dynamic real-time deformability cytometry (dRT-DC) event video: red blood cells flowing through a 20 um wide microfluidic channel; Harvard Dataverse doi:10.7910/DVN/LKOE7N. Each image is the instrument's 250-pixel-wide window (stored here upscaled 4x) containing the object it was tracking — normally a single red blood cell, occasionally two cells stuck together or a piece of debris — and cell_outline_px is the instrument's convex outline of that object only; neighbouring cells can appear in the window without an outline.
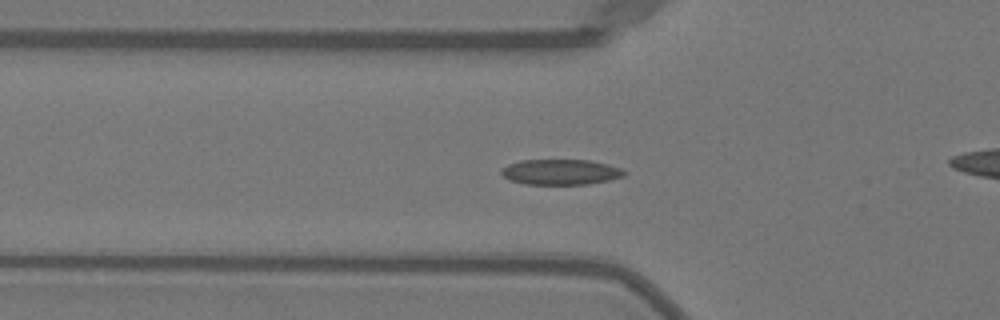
{"species": "Egyptian fruit bat (a non-hibernating species)", "species_latin": "Rousettus aegyptiacus", "temperature_condition": "warm", "stored_images_in_passage": 52, "camera_frame_rate_fps": 3000, "um_per_image_px": 0.085, "animal": {"sex": "female"}, "frame": {"image": 1, "passage_image": 18, "time_ms": 5.667, "image_size_px": [1000, 320], "cell_outline_px": [[628, 172], [624, 176], [608, 180], [588, 184], [524, 184], [508, 180], [500, 172], [500, 168], [508, 164], [520, 160], [588, 160], [608, 164], [620, 168]], "centroid_in_image_um": [47.63, 14.62], "position_along_channel_um": 78.2, "area_um2": 18.32}}
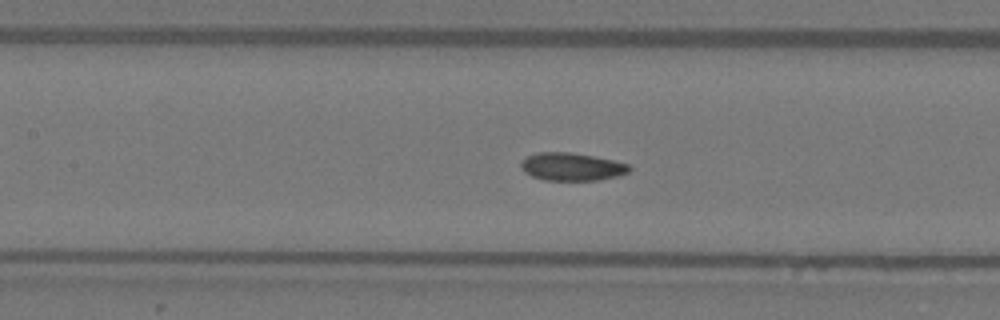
{"frame": {"image": 2, "passage_image": 24, "time_ms": 7.667, "image_size_px": [1000, 320], "cell_outline_px": [[632, 168], [628, 172], [616, 176], [596, 180], [544, 180], [532, 176], [524, 172], [520, 168], [520, 164], [528, 156], [536, 152], [568, 152], [592, 156], [612, 160], [628, 164]], "centroid_in_image_um": [48.57, 14.17], "position_along_channel_um": 158.8, "area_um2": 17.4}}
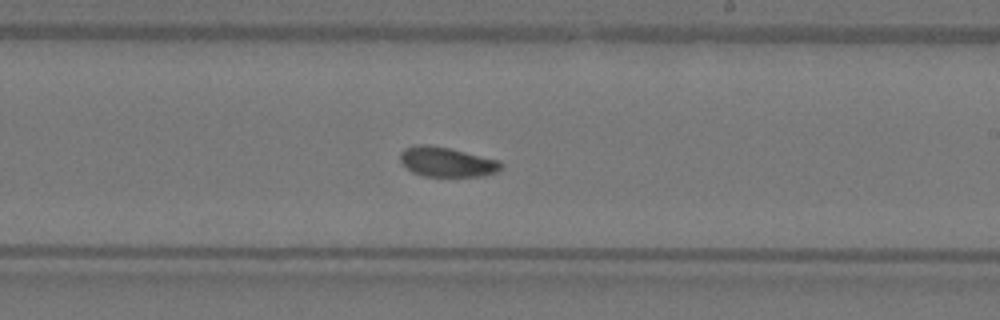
{"frame": {"image": 3, "passage_image": 31, "time_ms": 10.0, "image_size_px": [1000, 320], "cell_outline_px": [[504, 164], [496, 172], [484, 176], [424, 176], [412, 172], [400, 160], [400, 152], [404, 148], [416, 144], [428, 144], [448, 148], [500, 160]], "centroid_in_image_um": [37.98, 13.76], "position_along_channel_um": 251.0, "area_um2": 17.46}, "authors_computed_cell_mechanics": {"area_um2": 17.3978, "velocity_mm_per_s": 3.9835, "shape_relaxation_time_tau1_ms": 2.4752, "shape_relaxation_time_tau2_ms": 1.4123, "deformation_change_tau1": 0.1046, "deformation_change_tau2": 0.0545}}